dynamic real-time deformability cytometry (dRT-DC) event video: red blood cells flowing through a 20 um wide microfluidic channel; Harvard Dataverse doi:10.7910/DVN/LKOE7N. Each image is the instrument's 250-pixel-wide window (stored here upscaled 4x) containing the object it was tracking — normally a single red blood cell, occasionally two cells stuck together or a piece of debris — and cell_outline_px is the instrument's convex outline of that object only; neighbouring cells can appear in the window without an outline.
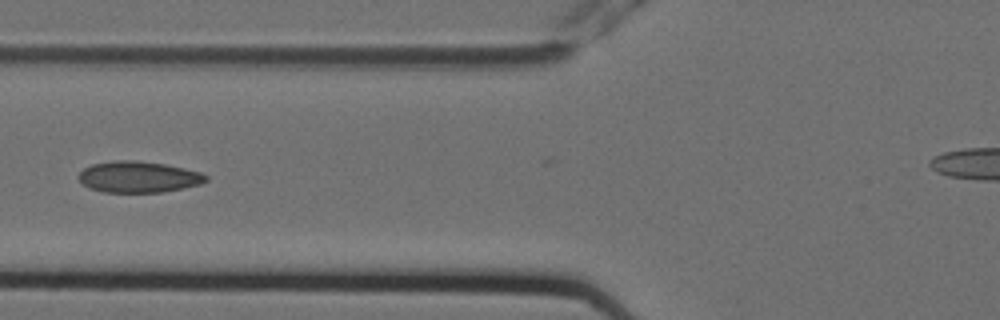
{"species": "Egyptian fruit bat (a non-hibernating species)", "species_latin": "Rousettus aegyptiacus", "temperature_condition": "cold", "stored_images_in_passage": 10, "camera_frame_rate_fps": 3000, "um_per_image_px": 0.085, "animal": {"sex": "female"}, "frame": {"image": 1, "passage_image": 7, "time_ms": 2.0, "image_size_px": [1000, 320], "cell_outline_px": [[208, 180], [200, 184], [160, 192], [104, 192], [88, 188], [76, 176], [84, 168], [92, 164], [116, 160], [132, 160], [164, 164], [184, 168], [200, 172], [208, 176]], "centroid_in_image_um": [11.74, 15.03], "position_along_channel_um": 114.1, "area_um2": 23.0}}
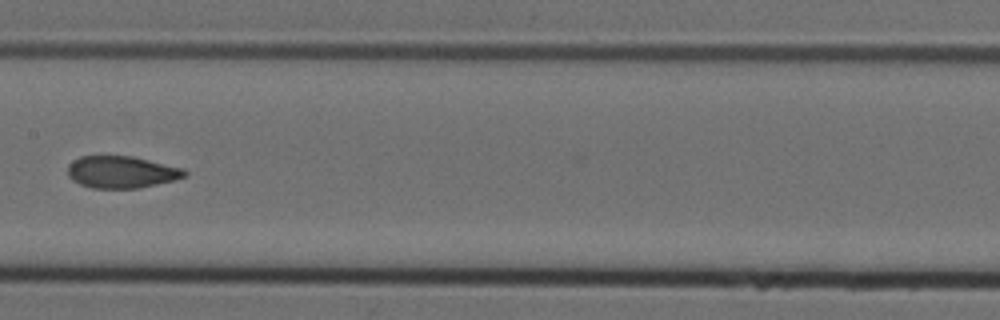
{"frame": {"image": 2, "passage_image": 9, "time_ms": 2.667, "image_size_px": [1000, 320], "cell_outline_px": [[188, 176], [176, 180], [140, 188], [92, 188], [80, 184], [72, 180], [68, 176], [68, 164], [72, 160], [80, 156], [132, 156], [184, 168], [188, 172]], "centroid_in_image_um": [10.35, 14.62], "position_along_channel_um": 197.0, "area_um2": 22.08}}